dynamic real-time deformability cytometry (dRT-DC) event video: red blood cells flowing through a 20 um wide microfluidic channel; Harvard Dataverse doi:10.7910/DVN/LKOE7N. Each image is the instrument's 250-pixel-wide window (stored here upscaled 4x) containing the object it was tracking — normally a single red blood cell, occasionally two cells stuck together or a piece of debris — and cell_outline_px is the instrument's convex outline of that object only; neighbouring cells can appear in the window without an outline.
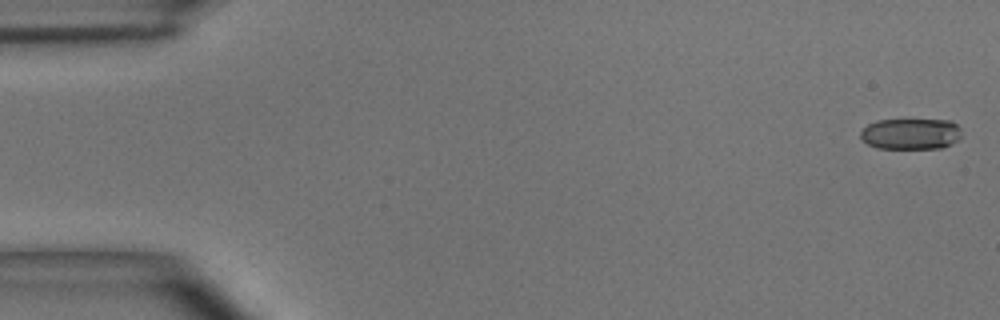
{"species": "common noctule bat (a hibernating species)", "species_latin": "Nyctalus noctula", "temperature_condition": "room temperature", "stored_images_in_passage": 50, "camera_frame_rate_fps": 3000, "um_per_image_px": 0.085, "animal": {"sex": "male", "body_mass_g": 15.6}, "frame": {"image": 1, "passage_image": 1, "time_ms": 0.0, "image_size_px": [1000, 320], "cell_outline_px": [[960, 140], [944, 148], [876, 148], [868, 144], [860, 136], [860, 132], [868, 124], [876, 120], [952, 120], [960, 128]], "centroid_in_image_um": [77.45, 11.38], "position_along_channel_um": 7.6, "area_um2": 18.38}}
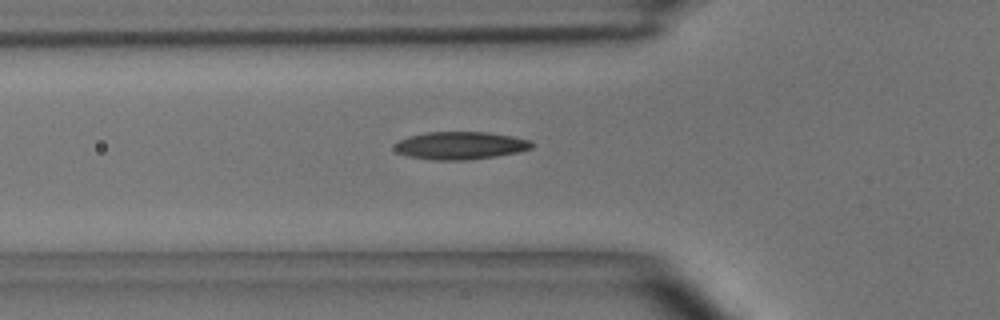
{"frame": {"image": 2, "passage_image": 17, "time_ms": 5.333, "image_size_px": [1000, 320], "cell_outline_px": [[536, 144], [532, 148], [520, 152], [496, 156], [468, 160], [432, 160], [404, 156], [396, 152], [396, 144], [400, 140], [408, 136], [424, 132], [488, 132], [512, 136], [532, 140]], "centroid_in_image_um": [39.16, 12.37], "position_along_channel_um": 86.6, "area_um2": 22.48}}
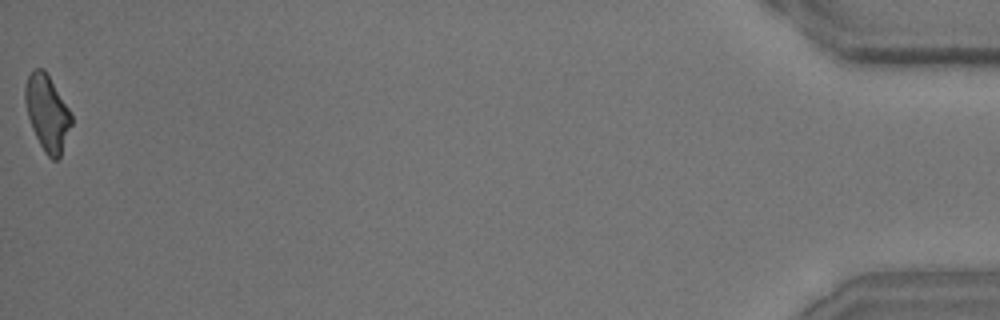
{"frame": {"image": 3, "passage_image": 50, "time_ms": 16.333, "image_size_px": [1000, 320], "cell_outline_px": [[72, 124], [60, 156], [56, 160], [52, 160], [44, 152], [32, 128], [28, 116], [24, 100], [24, 88], [28, 76], [36, 68], [44, 68], [68, 108], [72, 116]], "centroid_in_image_um": [4.0, 9.6], "position_along_channel_um": 431.2, "area_um2": 20.17}, "authors_computed_cell_mechanics": {"area_um2": 20.808, "velocity_mm_per_s": 3.9976, "shape_relaxation_time_tau1_ms": 3.5921, "shape_relaxation_time_tau2_ms": 1.7502, "deformation_change_tau1": 0.1772, "deformation_change_tau2": 0.1128}}